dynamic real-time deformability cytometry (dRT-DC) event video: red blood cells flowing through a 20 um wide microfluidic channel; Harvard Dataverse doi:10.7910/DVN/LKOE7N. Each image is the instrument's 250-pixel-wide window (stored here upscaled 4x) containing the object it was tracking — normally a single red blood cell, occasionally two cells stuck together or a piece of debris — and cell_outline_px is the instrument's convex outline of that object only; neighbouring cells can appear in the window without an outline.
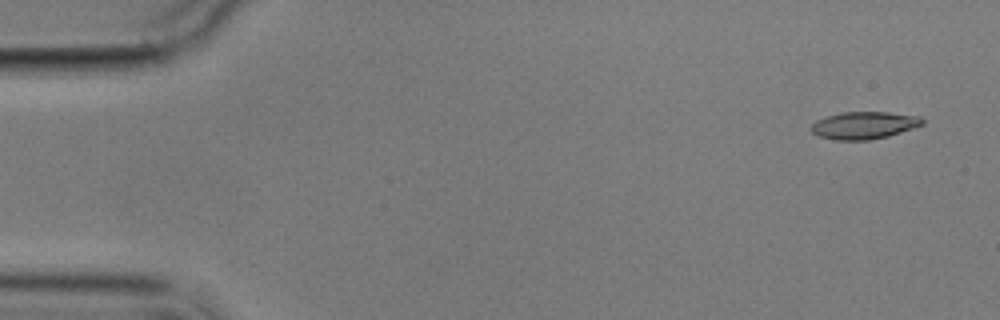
{"species": "common noctule bat (a hibernating species)", "species_latin": "Nyctalus noctula", "temperature_condition": "cold", "stored_images_in_passage": 4, "camera_frame_rate_fps": 3000, "um_per_image_px": 0.085, "animal": {"sex": "male", "body_mass_g": 17.9}, "frame": {"image": 1, "passage_image": 1, "time_ms": 0.0, "image_size_px": [1000, 320], "cell_outline_px": [[924, 124], [888, 136], [868, 140], [836, 140], [816, 136], [808, 128], [816, 120], [824, 116], [840, 112], [888, 112], [920, 116], [924, 120]], "centroid_in_image_um": [73.38, 10.64], "position_along_channel_um": 11.6, "area_um2": 17.92}}